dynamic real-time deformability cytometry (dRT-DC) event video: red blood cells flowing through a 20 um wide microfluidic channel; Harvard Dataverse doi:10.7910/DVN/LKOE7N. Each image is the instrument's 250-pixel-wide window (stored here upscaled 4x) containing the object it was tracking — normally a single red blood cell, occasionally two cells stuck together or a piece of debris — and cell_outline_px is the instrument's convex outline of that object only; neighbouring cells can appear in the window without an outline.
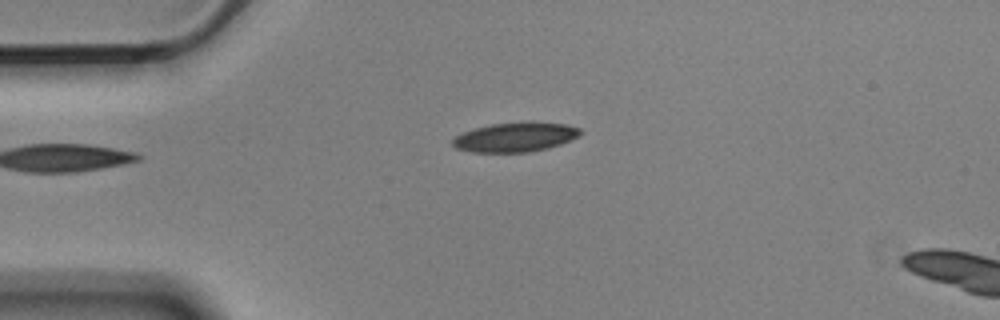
{"species": "Egyptian fruit bat (a non-hibernating species)", "species_latin": "Rousettus aegyptiacus", "temperature_condition": "cold", "stored_images_in_passage": 4, "camera_frame_rate_fps": 3000, "um_per_image_px": 0.085, "animal": {"sex": "male"}, "frame": {"image": 1, "passage_image": 4, "time_ms": 1.0, "image_size_px": [1000, 320], "cell_outline_px": [[584, 132], [580, 136], [560, 144], [548, 148], [528, 152], [472, 152], [456, 148], [452, 144], [452, 140], [456, 136], [472, 128], [492, 124], [564, 124], [580, 128]], "centroid_in_image_um": [43.78, 11.69], "position_along_channel_um": 41.2, "area_um2": 21.21}}